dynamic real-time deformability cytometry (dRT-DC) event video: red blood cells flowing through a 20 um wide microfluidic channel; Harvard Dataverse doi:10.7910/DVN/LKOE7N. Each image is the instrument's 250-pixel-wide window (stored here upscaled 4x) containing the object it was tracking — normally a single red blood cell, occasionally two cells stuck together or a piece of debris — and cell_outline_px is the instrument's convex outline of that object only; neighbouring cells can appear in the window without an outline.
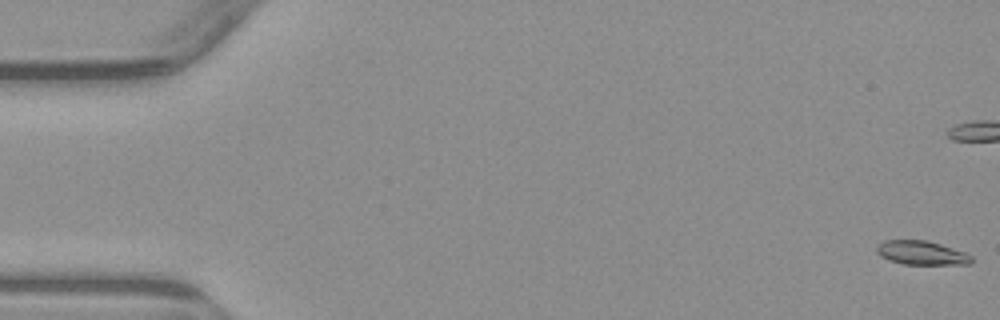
{"species": "common noctule bat (a hibernating species)", "species_latin": "Nyctalus noctula", "temperature_condition": "warm", "stored_images_in_passage": 5, "camera_frame_rate_fps": 3000, "um_per_image_px": 0.085, "animal": {"sex": "male", "body_mass_g": 23.1, "forearm_length_mm": 52.7}, "frame": {"image": 1, "passage_image": 1, "time_ms": 0.0, "image_size_px": [1000, 320], "cell_outline_px": [[972, 264], [904, 264], [888, 260], [880, 256], [876, 252], [876, 248], [884, 240], [928, 240], [964, 252], [972, 256]], "centroid_in_image_um": [78.32, 21.49], "position_along_channel_um": 6.7, "area_um2": 13.18}}